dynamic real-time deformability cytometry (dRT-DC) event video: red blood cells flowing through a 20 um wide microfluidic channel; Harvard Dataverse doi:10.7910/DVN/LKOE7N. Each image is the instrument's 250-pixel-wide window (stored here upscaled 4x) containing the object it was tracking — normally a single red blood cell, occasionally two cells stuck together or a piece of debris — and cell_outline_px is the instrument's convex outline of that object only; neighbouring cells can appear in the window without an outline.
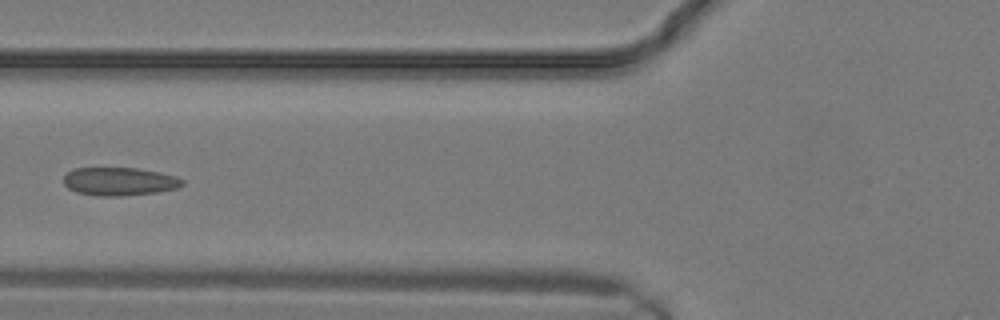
{"species": "common noctule bat (a hibernating species)", "species_latin": "Nyctalus noctula", "temperature_condition": "warm", "stored_images_in_passage": 14, "camera_frame_rate_fps": 3000, "um_per_image_px": 0.085, "animal": {"sex": "male", "body_mass_g": 19.2, "forearm_length_mm": 51.8}, "frame": {"image": 1, "passage_image": 10, "time_ms": 3.0, "image_size_px": [1000, 320], "cell_outline_px": [[184, 184], [176, 188], [156, 192], [120, 196], [100, 196], [76, 192], [68, 188], [64, 184], [64, 176], [68, 172], [76, 168], [136, 168], [160, 172], [176, 176], [184, 180]], "centroid_in_image_um": [10.15, 15.42], "position_along_channel_um": 115.6, "area_um2": 19.42}}
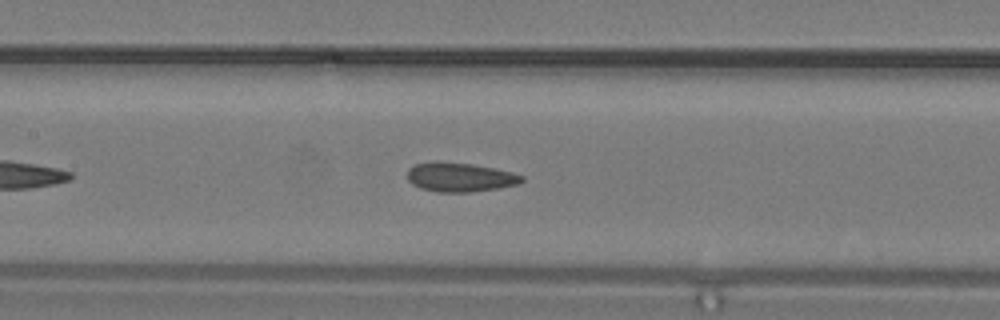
{"frame": {"image": 2, "passage_image": 12, "time_ms": 3.667, "image_size_px": [1000, 320], "cell_outline_px": [[524, 180], [520, 184], [496, 188], [468, 192], [436, 192], [420, 188], [412, 184], [408, 180], [408, 168], [416, 164], [436, 160], [472, 164], [496, 168], [512, 172], [524, 176]], "centroid_in_image_um": [39.09, 15.05], "position_along_channel_um": 168.3, "area_um2": 19.65}}
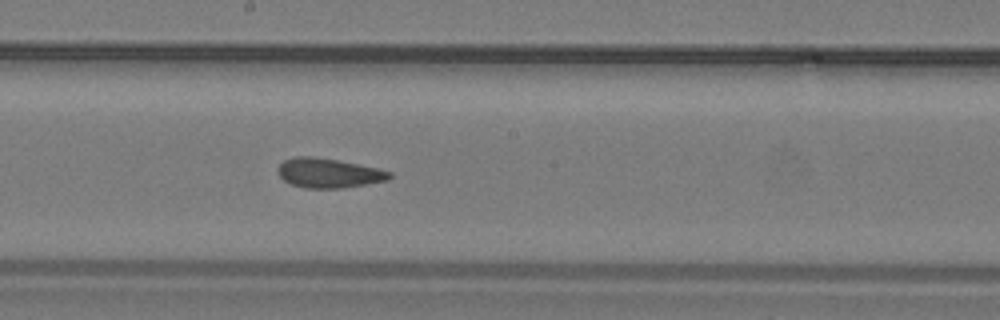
{"frame": {"image": 3, "passage_image": 14, "time_ms": 4.333, "image_size_px": [1000, 320], "cell_outline_px": [[392, 176], [388, 180], [340, 188], [308, 188], [292, 184], [284, 180], [276, 172], [276, 168], [284, 160], [296, 156], [312, 156], [336, 160], [376, 168], [392, 172]], "centroid_in_image_um": [27.89, 14.7], "position_along_channel_um": 220.3, "area_um2": 18.96}}